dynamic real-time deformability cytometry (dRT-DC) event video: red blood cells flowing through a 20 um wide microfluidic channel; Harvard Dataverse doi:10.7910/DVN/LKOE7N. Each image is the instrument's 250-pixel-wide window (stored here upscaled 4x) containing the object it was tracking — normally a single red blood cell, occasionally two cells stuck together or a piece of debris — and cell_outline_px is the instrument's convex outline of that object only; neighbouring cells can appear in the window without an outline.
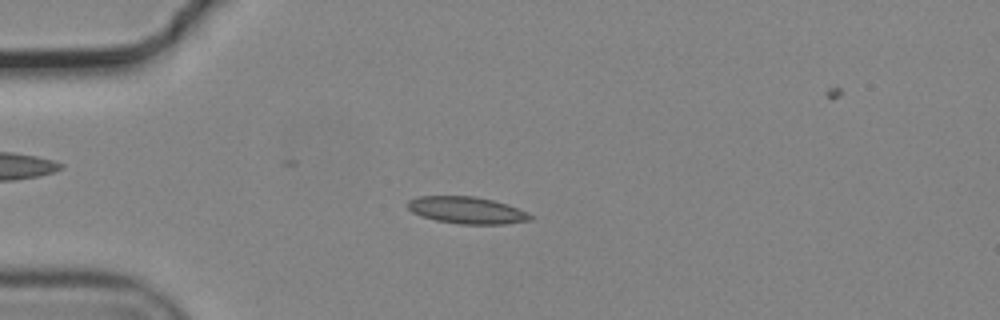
{"species": "common noctule bat (a hibernating species)", "species_latin": "Nyctalus noctula", "temperature_condition": "cold", "stored_images_in_passage": 56, "camera_frame_rate_fps": 3000, "um_per_image_px": 0.085, "animal": {"sex": "male", "body_mass_g": 19.2, "forearm_length_mm": 51.8}, "frame": {"image": 1, "passage_image": 14, "time_ms": 4.333, "image_size_px": [1000, 320], "cell_outline_px": [[536, 216], [532, 220], [504, 224], [460, 224], [436, 220], [420, 216], [412, 212], [408, 208], [408, 200], [416, 196], [476, 196], [508, 204], [528, 212]], "centroid_in_image_um": [39.71, 17.87], "position_along_channel_um": 45.3, "area_um2": 19.48}}
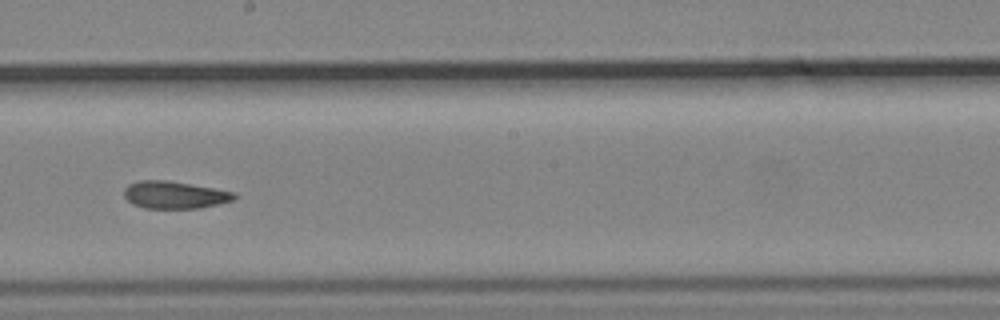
{"frame": {"image": 2, "passage_image": 31, "time_ms": 10.0, "image_size_px": [1000, 320], "cell_outline_px": [[236, 196], [232, 200], [216, 204], [196, 208], [144, 208], [132, 204], [124, 196], [124, 188], [128, 184], [136, 180], [168, 180], [236, 192]], "centroid_in_image_um": [14.78, 16.55], "position_along_channel_um": 233.4, "area_um2": 17.51}}
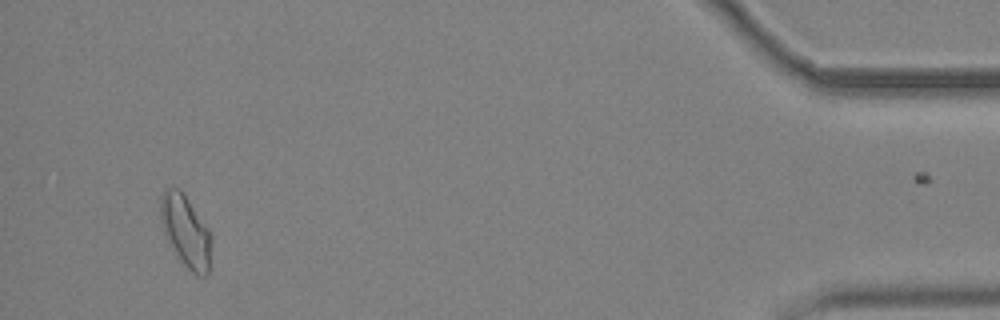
{"frame": {"image": 3, "passage_image": 52, "time_ms": 17.0, "image_size_px": [1000, 320], "cell_outline_px": [[212, 244], [208, 272], [204, 276], [196, 276], [184, 264], [176, 252], [164, 232], [160, 220], [160, 196], [164, 188], [180, 188], [208, 228], [212, 236]], "centroid_in_image_um": [15.8, 19.62], "position_along_channel_um": 419.4, "area_um2": 21.1}, "authors_computed_cell_mechanics": {"area_um2": 18.2937, "velocity_mm_per_s": 3.7138, "shape_relaxation_time_tau1_ms": null, "shape_relaxation_time_tau2_ms": 2.8289, "deformation_change_tau1": null, "deformation_change_tau2": 0.0875}}